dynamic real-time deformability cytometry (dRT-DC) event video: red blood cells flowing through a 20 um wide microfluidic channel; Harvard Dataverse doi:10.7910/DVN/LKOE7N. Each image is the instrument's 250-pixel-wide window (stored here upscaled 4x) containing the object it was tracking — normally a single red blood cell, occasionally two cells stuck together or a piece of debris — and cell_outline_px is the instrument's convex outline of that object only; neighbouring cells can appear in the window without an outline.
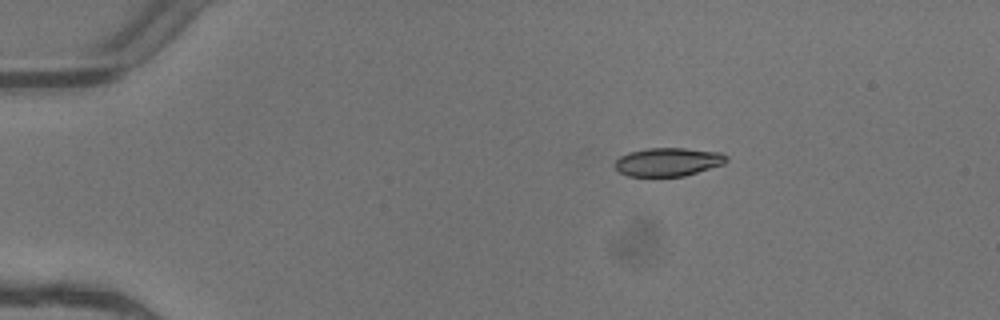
{"species": "common noctule bat (a hibernating species)", "species_latin": "Nyctalus noctula", "temperature_condition": "warm", "stored_images_in_passage": 4, "camera_frame_rate_fps": 3000, "um_per_image_px": 0.085, "animal": {"sex": "female"}, "frame": {"image": 1, "passage_image": 2, "time_ms": 0.333, "image_size_px": [1000, 320], "cell_outline_px": [[728, 160], [724, 164], [684, 176], [628, 176], [620, 172], [616, 168], [616, 160], [620, 156], [628, 152], [648, 148], [684, 148], [720, 152], [728, 156]], "centroid_in_image_um": [56.81, 13.76], "position_along_channel_um": 28.2, "area_um2": 18.44}}